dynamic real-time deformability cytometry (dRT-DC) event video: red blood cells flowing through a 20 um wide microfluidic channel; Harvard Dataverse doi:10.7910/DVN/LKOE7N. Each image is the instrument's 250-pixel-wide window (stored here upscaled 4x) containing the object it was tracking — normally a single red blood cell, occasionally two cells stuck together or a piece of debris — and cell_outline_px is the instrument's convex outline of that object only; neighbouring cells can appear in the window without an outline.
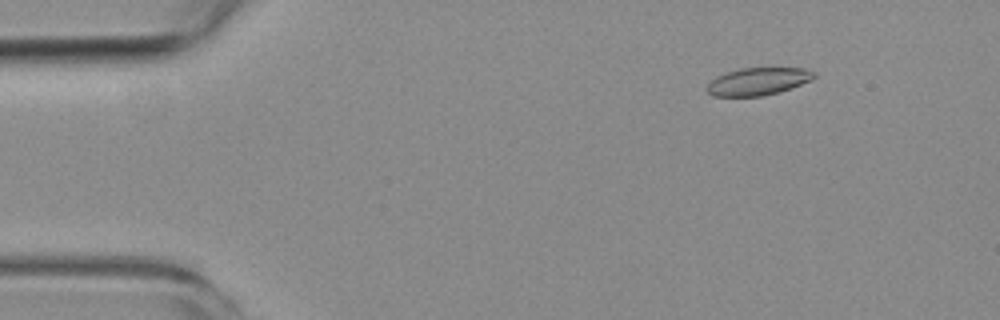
{"species": "common noctule bat (a hibernating species)", "species_latin": "Nyctalus noctula", "temperature_condition": "room temperature", "stored_images_in_passage": 8, "camera_frame_rate_fps": 3000, "um_per_image_px": 0.085, "animal": {"sex": "female", "body_mass_g": 19.3, "forearm_length_mm": 54.1}, "frame": {"image": 1, "passage_image": 3, "time_ms": 2.0, "image_size_px": [1000, 320], "cell_outline_px": [[816, 76], [812, 80], [764, 96], [712, 96], [708, 92], [708, 84], [716, 76], [724, 72], [740, 68], [804, 68], [816, 72]], "centroid_in_image_um": [64.42, 6.9], "position_along_channel_um": 20.6, "area_um2": 17.05}}
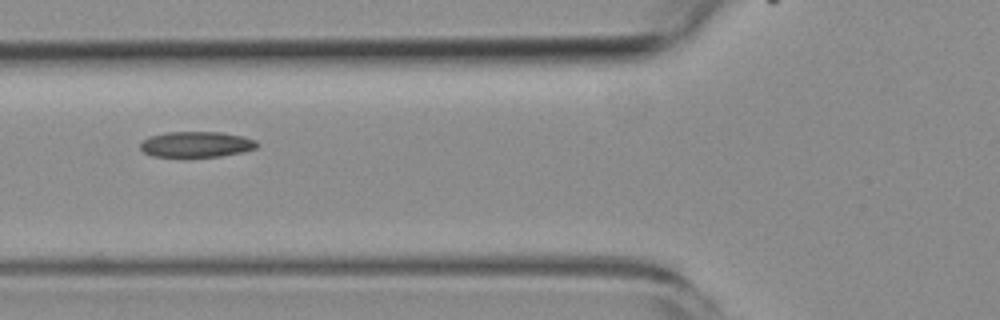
{"frame": {"image": 2, "passage_image": 7, "time_ms": 6.667, "image_size_px": [1000, 320], "cell_outline_px": [[260, 144], [256, 148], [244, 152], [220, 156], [152, 156], [144, 152], [140, 148], [140, 144], [148, 136], [168, 132], [220, 132], [244, 136], [256, 140]], "centroid_in_image_um": [16.73, 12.26], "position_along_channel_um": 109.1, "area_um2": 17.46}}
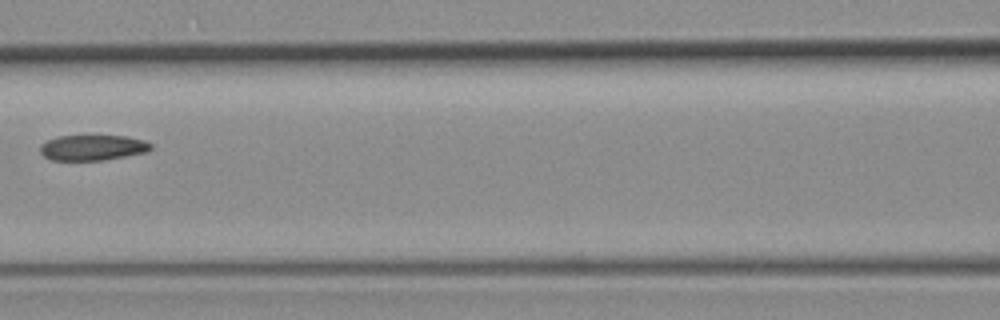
{"frame": {"image": 3, "passage_image": 8, "time_ms": 8.0, "image_size_px": [1000, 320], "cell_outline_px": [[152, 148], [148, 152], [104, 160], [52, 160], [44, 156], [40, 152], [40, 144], [56, 136], [128, 136], [144, 140], [152, 144]], "centroid_in_image_um": [7.89, 12.55], "position_along_channel_um": 158.7, "area_um2": 16.53}}